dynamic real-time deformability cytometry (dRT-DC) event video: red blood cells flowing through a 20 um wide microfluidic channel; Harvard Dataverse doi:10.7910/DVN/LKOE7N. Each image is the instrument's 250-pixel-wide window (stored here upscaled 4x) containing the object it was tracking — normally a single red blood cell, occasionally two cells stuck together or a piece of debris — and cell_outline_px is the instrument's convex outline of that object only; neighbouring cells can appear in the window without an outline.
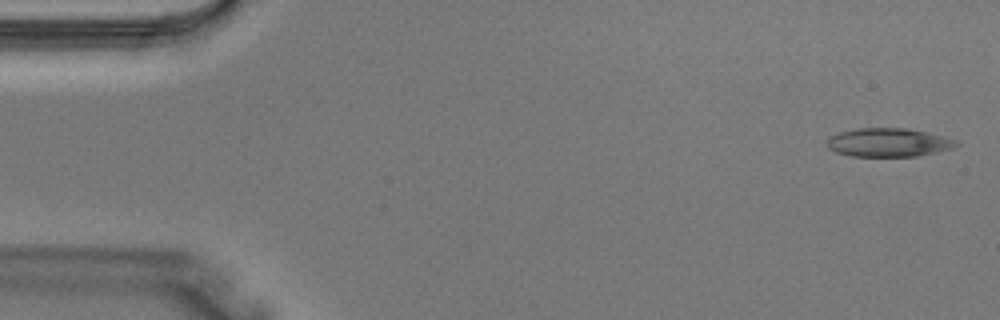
{"species": "Egyptian fruit bat (a non-hibernating species)", "species_latin": "Rousettus aegyptiacus", "temperature_condition": "warm", "stored_images_in_passage": 3, "segment_of_instrument_passage": [2, 2], "camera_frame_rate_fps": 3000, "um_per_image_px": 0.085, "animal": {"sex": "male"}, "frame": {"image": 1, "passage_image": 3, "time_ms": 0.667, "image_size_px": [1000, 320], "cell_outline_px": [[960, 144], [956, 148], [916, 156], [852, 156], [836, 152], [828, 148], [824, 140], [828, 136], [840, 132], [856, 128], [904, 128], [924, 132], [956, 140]], "centroid_in_image_um": [75.47, 12.11], "position_along_channel_um": 9.5, "area_um2": 21.56}}